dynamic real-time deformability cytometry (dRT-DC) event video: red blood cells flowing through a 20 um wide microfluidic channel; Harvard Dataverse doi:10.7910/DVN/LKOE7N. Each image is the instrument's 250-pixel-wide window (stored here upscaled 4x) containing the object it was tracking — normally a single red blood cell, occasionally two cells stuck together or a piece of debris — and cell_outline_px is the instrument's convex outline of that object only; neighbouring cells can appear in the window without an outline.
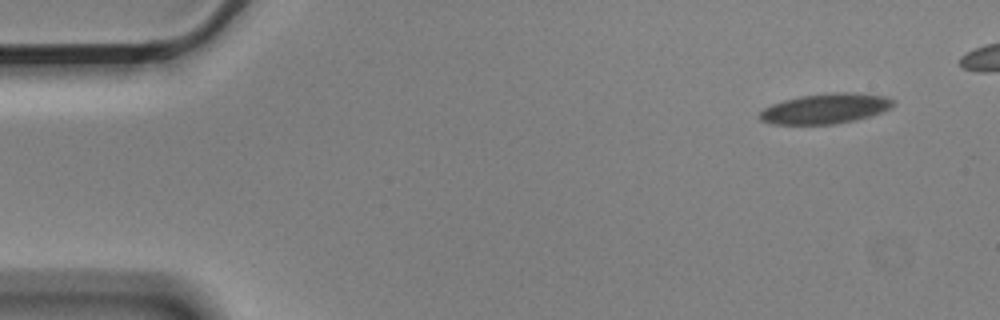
{"species": "Egyptian fruit bat (a non-hibernating species)", "species_latin": "Rousettus aegyptiacus", "temperature_condition": "cold", "stored_images_in_passage": 5, "segment_of_instrument_passage": [1, 2], "camera_frame_rate_fps": 3000, "um_per_image_px": 0.085, "animal": {"sex": "male"}, "frame": {"image": 1, "passage_image": 1, "time_ms": 0.0, "image_size_px": [1000, 320], "cell_outline_px": [[896, 100], [892, 108], [884, 112], [872, 116], [856, 120], [832, 124], [772, 124], [760, 120], [760, 112], [764, 108], [772, 104], [784, 100], [800, 96], [836, 92], [848, 92], [884, 96]], "centroid_in_image_um": [70.21, 9.23], "position_along_channel_um": 14.8, "area_um2": 23.52}}
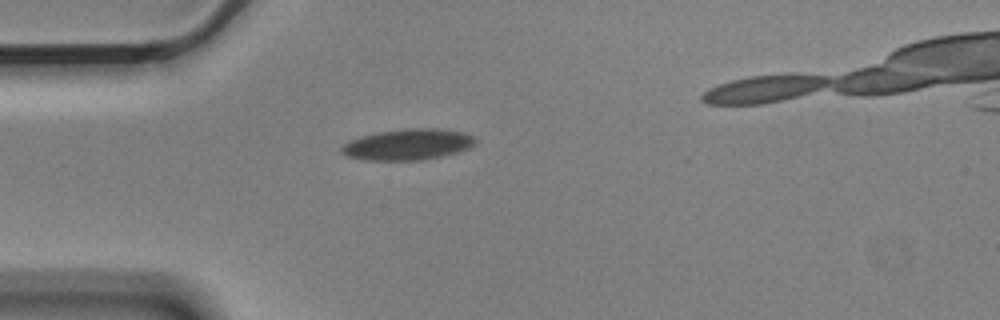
{"frame": {"image": 2, "passage_image": 4, "time_ms": 1.0, "image_size_px": [1000, 320], "cell_outline_px": [[476, 144], [468, 148], [456, 152], [424, 160], [364, 160], [348, 156], [340, 152], [340, 148], [344, 144], [360, 136], [380, 132], [408, 128], [436, 128], [464, 132], [476, 136]], "centroid_in_image_um": [34.7, 12.28], "position_along_channel_um": 50.3, "area_um2": 24.16}}